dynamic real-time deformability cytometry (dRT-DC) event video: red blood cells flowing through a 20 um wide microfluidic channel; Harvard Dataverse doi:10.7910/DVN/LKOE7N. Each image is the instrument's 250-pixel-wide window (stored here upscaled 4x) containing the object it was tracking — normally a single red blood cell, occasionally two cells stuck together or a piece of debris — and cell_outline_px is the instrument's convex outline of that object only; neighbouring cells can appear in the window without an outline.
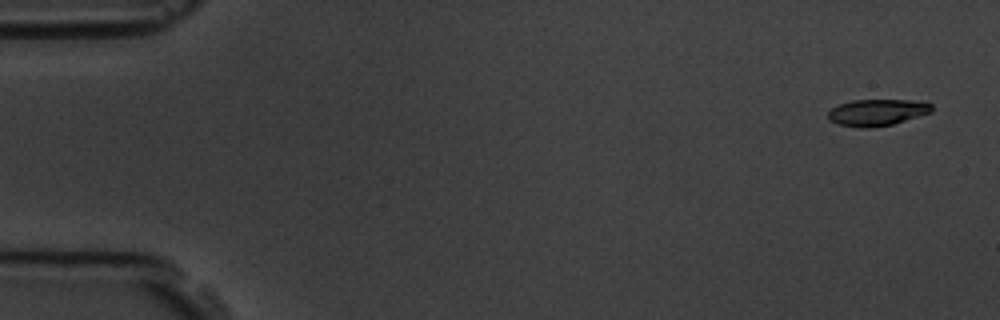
{"species": "common noctule bat (a hibernating species)", "species_latin": "Nyctalus noctula", "temperature_condition": "room temperature", "stored_images_in_passage": 2, "camera_frame_rate_fps": 3000, "um_per_image_px": 0.085, "animal": {"sex": "male", "body_mass_g": 19.5, "forearm_length_mm": 54.6}, "frame": {"image": 1, "passage_image": 1, "time_ms": 0.0, "image_size_px": [1000, 320], "cell_outline_px": [[932, 112], [892, 124], [868, 128], [860, 128], [840, 124], [828, 120], [828, 112], [832, 108], [840, 104], [852, 100], [912, 100], [932, 104]], "centroid_in_image_um": [74.54, 9.55], "position_along_channel_um": 10.5, "area_um2": 15.9}}